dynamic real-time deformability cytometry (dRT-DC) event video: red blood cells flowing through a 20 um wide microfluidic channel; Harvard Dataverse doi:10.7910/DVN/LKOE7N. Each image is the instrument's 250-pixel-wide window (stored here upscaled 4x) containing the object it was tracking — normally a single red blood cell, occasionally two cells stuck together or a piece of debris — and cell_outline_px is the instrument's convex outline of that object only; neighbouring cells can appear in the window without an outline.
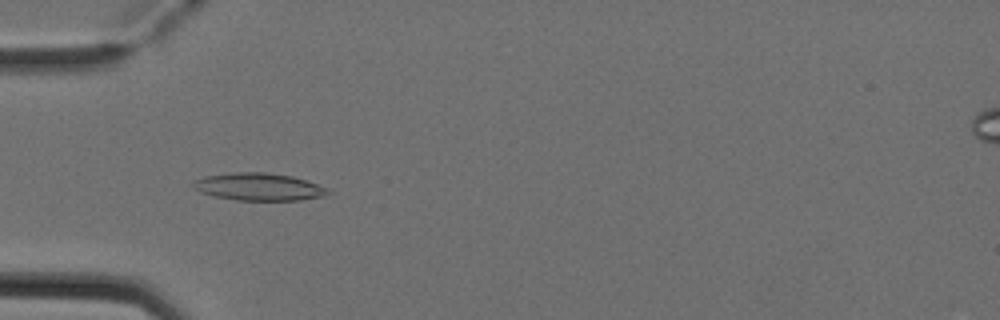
{"species": "Egyptian fruit bat (a non-hibernating species)", "species_latin": "Rousettus aegyptiacus", "temperature_condition": "cold", "stored_images_in_passage": 47, "camera_frame_rate_fps": 3000, "um_per_image_px": 0.085, "animal": {"sex": "female"}, "frame": {"image": 1, "passage_image": 11, "time_ms": 3.333, "image_size_px": [1000, 320], "cell_outline_px": [[332, 192], [324, 196], [300, 200], [236, 200], [216, 196], [200, 192], [192, 184], [192, 180], [204, 176], [232, 172], [264, 172], [292, 176], [328, 188]], "centroid_in_image_um": [21.99, 15.87], "position_along_channel_um": 63.0, "area_um2": 21.5}}
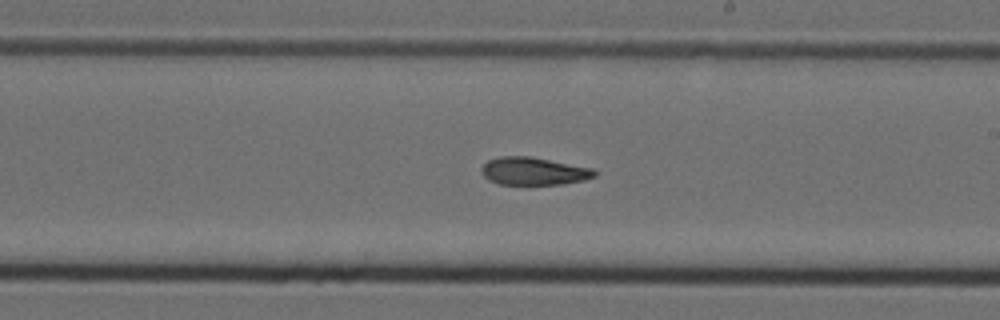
{"frame": {"image": 2, "passage_image": 25, "time_ms": 8.0, "image_size_px": [1000, 320], "cell_outline_px": [[596, 176], [584, 180], [560, 184], [500, 184], [488, 180], [480, 172], [480, 168], [488, 160], [500, 156], [532, 156], [592, 168], [596, 172]], "centroid_in_image_um": [45.33, 14.54], "position_along_channel_um": 243.7, "area_um2": 18.32}}
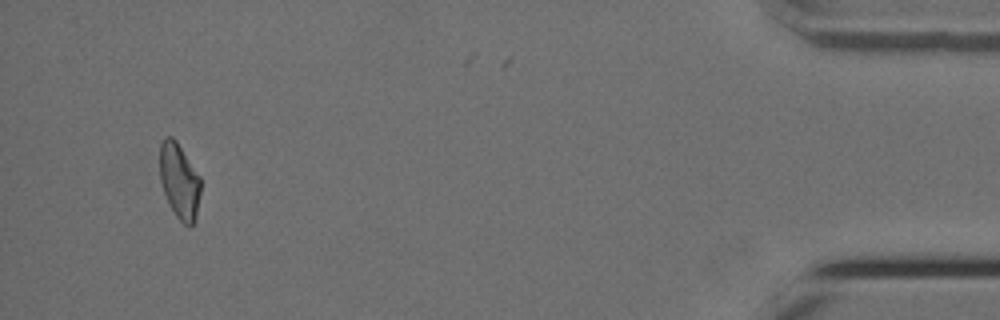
{"frame": {"image": 3, "passage_image": 44, "time_ms": 14.333, "image_size_px": [1000, 320], "cell_outline_px": [[200, 192], [196, 220], [192, 224], [184, 224], [176, 216], [168, 204], [160, 180], [160, 144], [164, 136], [172, 136], [176, 140], [200, 176]], "centroid_in_image_um": [15.24, 15.37], "position_along_channel_um": 420.0, "area_um2": 17.98}, "authors_computed_cell_mechanics": {"area_um2": 18.785, "velocity_mm_per_s": 3.9187, "shape_relaxation_time_tau1_ms": null, "shape_relaxation_time_tau2_ms": 4.534, "deformation_change_tau1": null, "deformation_change_tau2": 0.1166}}